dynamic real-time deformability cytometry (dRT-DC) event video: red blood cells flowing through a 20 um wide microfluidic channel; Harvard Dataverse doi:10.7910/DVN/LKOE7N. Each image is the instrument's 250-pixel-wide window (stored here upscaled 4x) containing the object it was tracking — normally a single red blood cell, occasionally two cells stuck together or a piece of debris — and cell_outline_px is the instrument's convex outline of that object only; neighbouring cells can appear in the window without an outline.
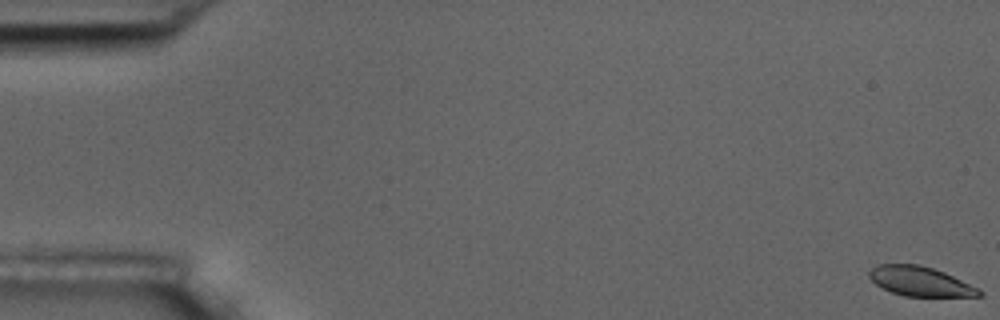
{"species": "common noctule bat (a hibernating species)", "species_latin": "Nyctalus noctula", "temperature_condition": "room temperature", "stored_images_in_passage": 57, "camera_frame_rate_fps": 3000, "um_per_image_px": 0.085, "animal": {"sex": "male", "body_mass_g": 17.5, "forearm_length_mm": 52.3}, "frame": {"image": 1, "passage_image": 1, "time_ms": 0.0, "image_size_px": [1000, 320], "cell_outline_px": [[984, 292], [980, 296], [904, 296], [892, 292], [876, 284], [868, 276], [868, 272], [876, 264], [920, 264], [944, 272], [980, 288]], "centroid_in_image_um": [78.23, 23.91], "position_along_channel_um": 6.8, "area_um2": 18.9}}
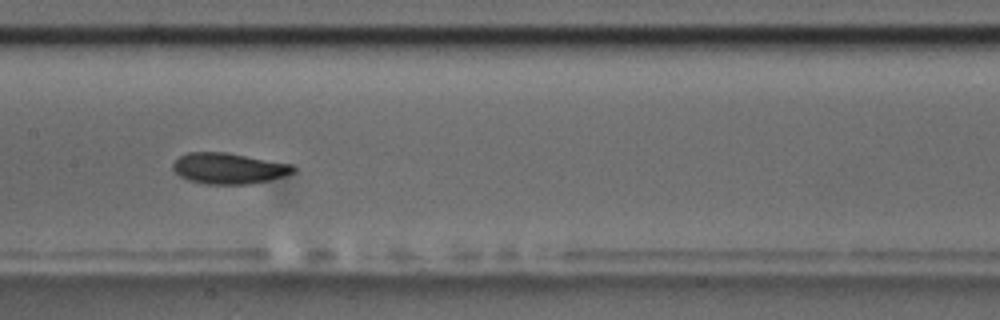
{"frame": {"image": 2, "passage_image": 29, "time_ms": 9.333, "image_size_px": [1000, 320], "cell_outline_px": [[296, 172], [268, 180], [252, 184], [204, 184], [188, 180], [180, 176], [172, 168], [172, 164], [180, 156], [188, 152], [224, 152], [292, 164], [296, 168]], "centroid_in_image_um": [19.43, 14.32], "position_along_channel_um": 188.0, "area_um2": 21.62}}
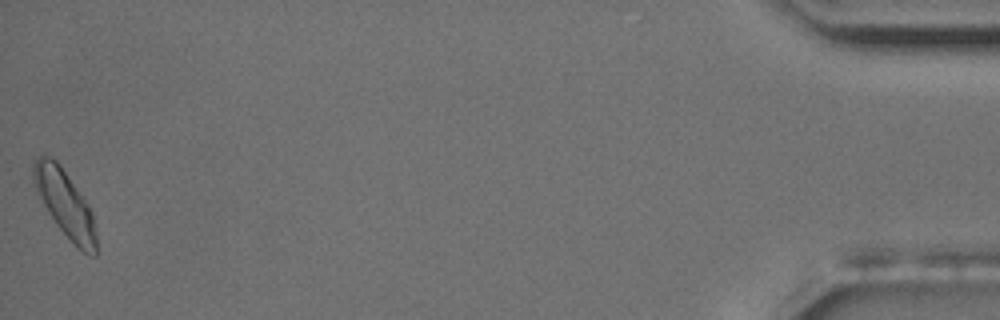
{"frame": {"image": 3, "passage_image": 57, "time_ms": 18.667, "image_size_px": [1000, 320], "cell_outline_px": [[96, 256], [92, 256], [76, 248], [56, 224], [48, 212], [36, 188], [32, 176], [32, 168], [36, 160], [44, 152], [56, 160], [60, 164], [88, 204], [92, 212], [96, 236]], "centroid_in_image_um": [5.53, 17.3], "position_along_channel_um": 429.7, "area_um2": 24.16}, "authors_computed_cell_mechanics": {"area_um2": 21.4438, "velocity_mm_per_s": 3.5966, "shape_relaxation_time_tau1_ms": 2.5989, "shape_relaxation_time_tau2_ms": 1.6713, "deformation_change_tau1": 0.0909, "deformation_change_tau2": 0.0508}}